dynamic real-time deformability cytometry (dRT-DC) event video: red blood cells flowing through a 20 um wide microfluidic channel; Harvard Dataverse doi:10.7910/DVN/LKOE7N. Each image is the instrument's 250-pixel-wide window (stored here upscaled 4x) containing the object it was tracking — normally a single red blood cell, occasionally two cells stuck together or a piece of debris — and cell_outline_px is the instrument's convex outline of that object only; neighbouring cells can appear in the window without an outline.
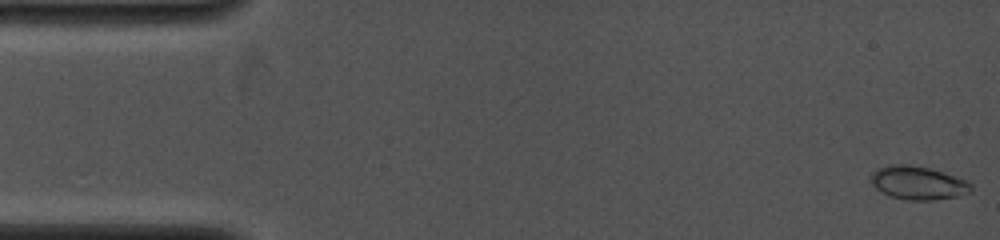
{"species": "common noctule bat (a hibernating species)", "species_latin": "Nyctalus noctula", "temperature_condition": "cold", "stored_images_in_passage": 25, "camera_frame_rate_fps": 4000, "um_per_image_px": 0.085, "animal": {"sex": "female", "body_mass_g": 19.0, "forearm_length_mm": 53.3}, "frame": {"image": 1, "passage_image": 1, "time_ms": 0.0, "image_size_px": [1000, 240], "cell_outline_px": [[972, 192], [956, 196], [932, 200], [904, 200], [888, 196], [876, 188], [872, 184], [872, 172], [876, 168], [888, 164], [908, 164], [928, 168], [956, 176], [968, 180], [972, 184]], "centroid_in_image_um": [78.03, 15.54], "position_along_channel_um": 7.0, "area_um2": 19.65}}
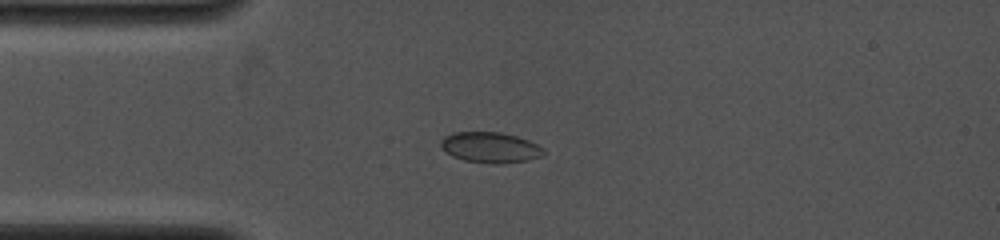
{"frame": {"image": 2, "passage_image": 20, "time_ms": 3.5, "image_size_px": [1000, 240], "cell_outline_px": [[544, 156], [528, 160], [496, 164], [492, 164], [464, 160], [452, 156], [440, 144], [440, 140], [444, 136], [452, 132], [500, 132], [516, 136], [528, 140], [544, 148]], "centroid_in_image_um": [41.69, 12.53], "position_along_channel_um": 43.3, "area_um2": 18.32}}